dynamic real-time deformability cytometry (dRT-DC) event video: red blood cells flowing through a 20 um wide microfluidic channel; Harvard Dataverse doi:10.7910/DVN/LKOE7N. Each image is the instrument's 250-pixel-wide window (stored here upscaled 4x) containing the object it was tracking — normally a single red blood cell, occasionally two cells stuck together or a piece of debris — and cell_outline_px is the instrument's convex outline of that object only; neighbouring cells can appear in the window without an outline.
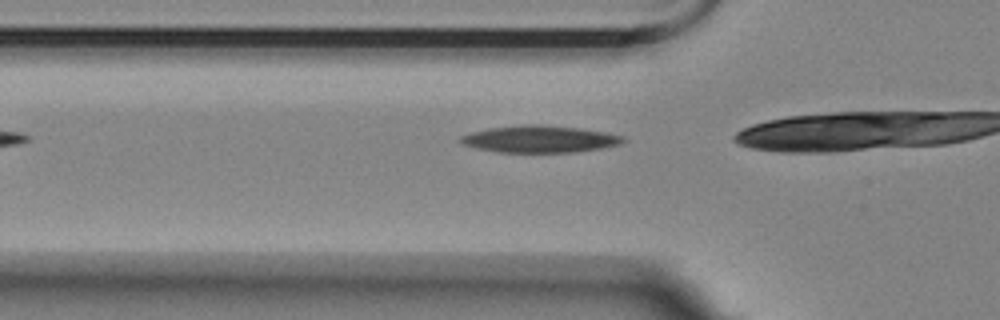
{"species": "Egyptian fruit bat (a non-hibernating species)", "species_latin": "Rousettus aegyptiacus", "temperature_condition": "room temperature", "stored_images_in_passage": 10, "camera_frame_rate_fps": 3000, "um_per_image_px": 0.085, "animal": {"sex": "female"}, "frame": {"image": 1, "passage_image": 4, "time_ms": 1.0, "image_size_px": [1000, 320], "cell_outline_px": [[628, 140], [620, 144], [604, 148], [572, 152], [500, 152], [480, 148], [464, 144], [460, 140], [460, 136], [472, 132], [492, 128], [524, 124], [540, 124], [580, 128], [604, 132], [624, 136]], "centroid_in_image_um": [45.96, 11.81], "position_along_channel_um": 79.8, "area_um2": 25.32}}
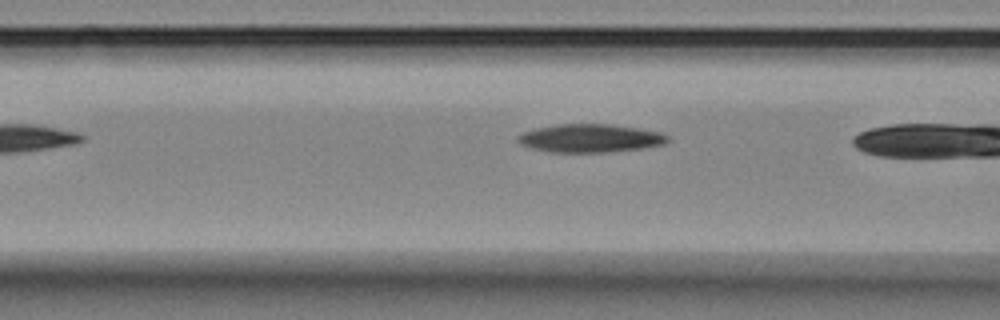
{"frame": {"image": 2, "passage_image": 7, "time_ms": 2.0, "image_size_px": [1000, 320], "cell_outline_px": [[668, 140], [664, 144], [644, 148], [608, 152], [548, 152], [532, 148], [520, 144], [516, 140], [516, 136], [524, 132], [536, 128], [556, 124], [608, 124], [636, 128], [660, 132], [668, 136]], "centroid_in_image_um": [50.13, 11.75], "position_along_channel_um": 116.5, "area_um2": 24.62}}